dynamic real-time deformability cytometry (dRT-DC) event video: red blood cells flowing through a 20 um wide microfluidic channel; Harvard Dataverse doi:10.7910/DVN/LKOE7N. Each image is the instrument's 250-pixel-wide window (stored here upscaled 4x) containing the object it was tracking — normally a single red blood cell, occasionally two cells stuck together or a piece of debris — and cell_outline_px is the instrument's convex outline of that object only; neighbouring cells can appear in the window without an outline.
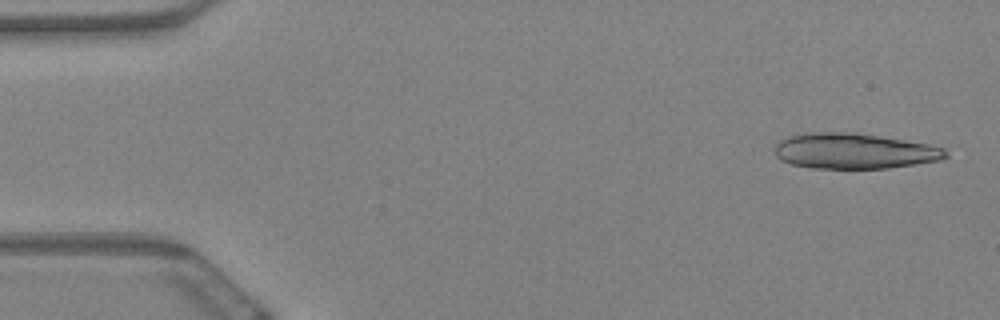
{"species": "Egyptian fruit bat (a non-hibernating species)", "species_latin": "Rousettus aegyptiacus", "temperature_condition": "warm", "stored_images_in_passage": 17, "camera_frame_rate_fps": 3000, "um_per_image_px": 0.085, "animal": {"sex": "female"}, "frame": {"image": 1, "passage_image": 2, "time_ms": 0.333, "image_size_px": [1000, 320], "cell_outline_px": [[948, 156], [944, 160], [888, 168], [812, 168], [792, 164], [780, 160], [776, 156], [776, 144], [780, 140], [788, 136], [808, 132], [856, 132], [928, 144], [944, 148], [948, 152]], "centroid_in_image_um": [72.63, 12.83], "position_along_channel_um": 12.4, "area_um2": 35.55}}